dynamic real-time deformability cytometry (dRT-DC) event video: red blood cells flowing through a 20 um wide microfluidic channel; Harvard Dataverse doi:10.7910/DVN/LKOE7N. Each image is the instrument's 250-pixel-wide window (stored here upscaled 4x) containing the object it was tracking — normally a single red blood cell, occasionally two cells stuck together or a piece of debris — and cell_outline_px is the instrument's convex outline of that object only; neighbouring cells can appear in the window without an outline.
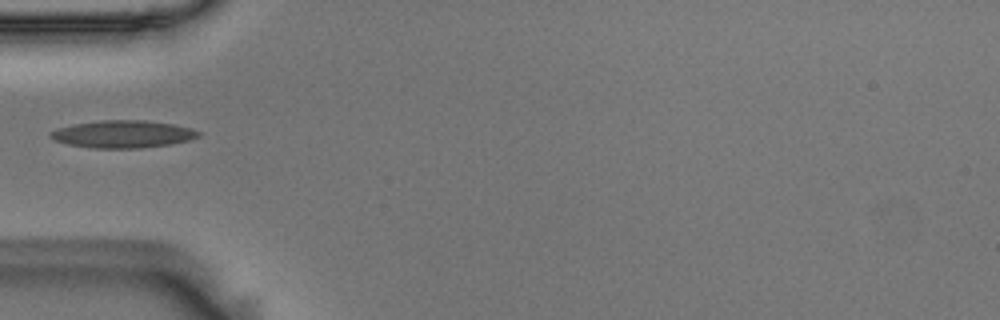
{"species": "Egyptian fruit bat (a non-hibernating species)", "species_latin": "Rousettus aegyptiacus", "temperature_condition": "room temperature", "stored_images_in_passage": 10, "camera_frame_rate_fps": 3000, "um_per_image_px": 0.085, "animal": {"sex": "male"}, "frame": {"image": 1, "passage_image": 1, "time_ms": 0.0, "image_size_px": [1000, 320], "cell_outline_px": [[200, 136], [188, 140], [172, 144], [140, 148], [92, 148], [68, 144], [52, 140], [48, 136], [48, 132], [56, 128], [72, 124], [100, 120], [144, 120], [172, 124], [192, 128], [200, 132]], "centroid_in_image_um": [10.39, 11.4], "position_along_channel_um": 74.6, "area_um2": 23.87}}
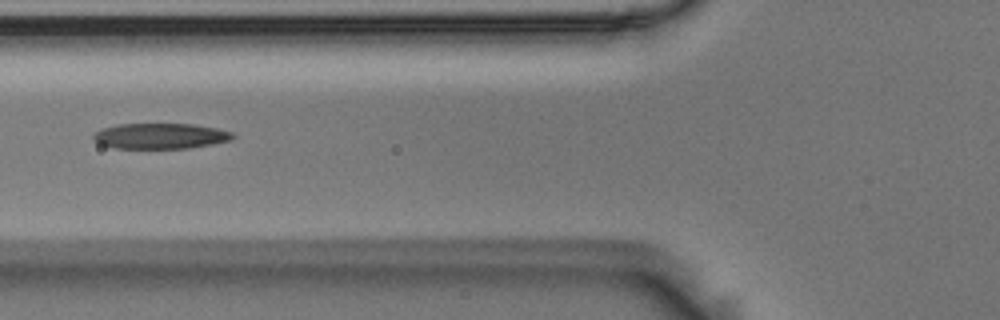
{"frame": {"image": 2, "passage_image": 4, "time_ms": 1.0, "image_size_px": [1000, 320], "cell_outline_px": [[236, 136], [232, 140], [212, 144], [188, 148], [116, 148], [100, 144], [92, 136], [96, 132], [104, 128], [120, 124], [192, 124], [216, 128], [232, 132]], "centroid_in_image_um": [13.68, 11.56], "position_along_channel_um": 112.1, "area_um2": 20.58}}
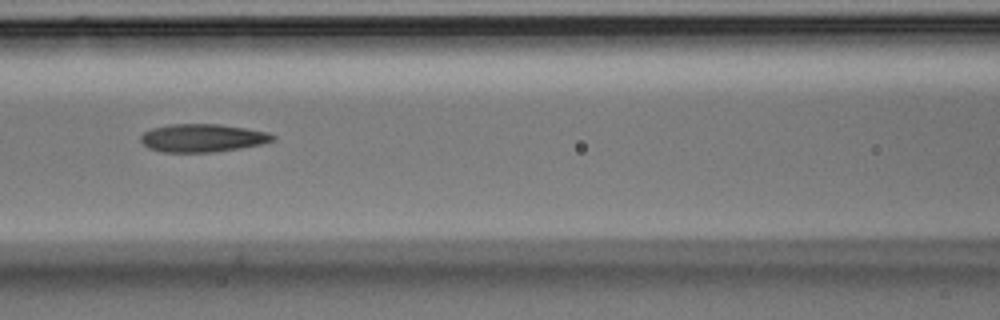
{"frame": {"image": 3, "passage_image": 7, "time_ms": 2.0, "image_size_px": [1000, 320], "cell_outline_px": [[276, 140], [260, 144], [240, 148], [212, 152], [160, 152], [148, 148], [140, 140], [140, 136], [144, 132], [152, 128], [168, 124], [220, 124], [268, 132], [276, 136]], "centroid_in_image_um": [17.2, 11.72], "position_along_channel_um": 149.4, "area_um2": 21.62}}